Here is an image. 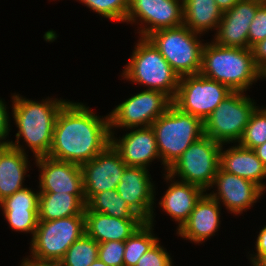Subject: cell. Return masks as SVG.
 <instances>
[{
    "label": "cell",
    "instance_id": "30bf717a",
    "mask_svg": "<svg viewBox=\"0 0 266 266\" xmlns=\"http://www.w3.org/2000/svg\"><path fill=\"white\" fill-rule=\"evenodd\" d=\"M232 92L228 86L200 74L186 75L180 77L177 94L172 103L181 111L204 122Z\"/></svg>",
    "mask_w": 266,
    "mask_h": 266
},
{
    "label": "cell",
    "instance_id": "e0dca14e",
    "mask_svg": "<svg viewBox=\"0 0 266 266\" xmlns=\"http://www.w3.org/2000/svg\"><path fill=\"white\" fill-rule=\"evenodd\" d=\"M265 0H239L223 12L214 42L225 47L248 48L249 26Z\"/></svg>",
    "mask_w": 266,
    "mask_h": 266
},
{
    "label": "cell",
    "instance_id": "4fadbf2b",
    "mask_svg": "<svg viewBox=\"0 0 266 266\" xmlns=\"http://www.w3.org/2000/svg\"><path fill=\"white\" fill-rule=\"evenodd\" d=\"M127 165L110 143L102 152L81 165L86 202L95 194L117 188Z\"/></svg>",
    "mask_w": 266,
    "mask_h": 266
},
{
    "label": "cell",
    "instance_id": "4dcf8cb0",
    "mask_svg": "<svg viewBox=\"0 0 266 266\" xmlns=\"http://www.w3.org/2000/svg\"><path fill=\"white\" fill-rule=\"evenodd\" d=\"M39 194L31 188L24 187L0 202L2 211L38 210Z\"/></svg>",
    "mask_w": 266,
    "mask_h": 266
},
{
    "label": "cell",
    "instance_id": "d4e9b609",
    "mask_svg": "<svg viewBox=\"0 0 266 266\" xmlns=\"http://www.w3.org/2000/svg\"><path fill=\"white\" fill-rule=\"evenodd\" d=\"M223 12L215 0H183V25L199 33L218 29Z\"/></svg>",
    "mask_w": 266,
    "mask_h": 266
},
{
    "label": "cell",
    "instance_id": "6da1fadb",
    "mask_svg": "<svg viewBox=\"0 0 266 266\" xmlns=\"http://www.w3.org/2000/svg\"><path fill=\"white\" fill-rule=\"evenodd\" d=\"M100 117L68 101L58 113L48 157L81 166L97 156L111 143L109 115Z\"/></svg>",
    "mask_w": 266,
    "mask_h": 266
},
{
    "label": "cell",
    "instance_id": "8fae6325",
    "mask_svg": "<svg viewBox=\"0 0 266 266\" xmlns=\"http://www.w3.org/2000/svg\"><path fill=\"white\" fill-rule=\"evenodd\" d=\"M172 100L156 90H144L117 105L109 115L110 132L113 128L149 127L164 114Z\"/></svg>",
    "mask_w": 266,
    "mask_h": 266
},
{
    "label": "cell",
    "instance_id": "603a6c76",
    "mask_svg": "<svg viewBox=\"0 0 266 266\" xmlns=\"http://www.w3.org/2000/svg\"><path fill=\"white\" fill-rule=\"evenodd\" d=\"M28 155L7 145L0 153V202L23 189L28 168Z\"/></svg>",
    "mask_w": 266,
    "mask_h": 266
},
{
    "label": "cell",
    "instance_id": "8d00e7d4",
    "mask_svg": "<svg viewBox=\"0 0 266 266\" xmlns=\"http://www.w3.org/2000/svg\"><path fill=\"white\" fill-rule=\"evenodd\" d=\"M6 108V104L0 99V144L9 145L10 141L6 140V138L10 131V120Z\"/></svg>",
    "mask_w": 266,
    "mask_h": 266
},
{
    "label": "cell",
    "instance_id": "836d02e7",
    "mask_svg": "<svg viewBox=\"0 0 266 266\" xmlns=\"http://www.w3.org/2000/svg\"><path fill=\"white\" fill-rule=\"evenodd\" d=\"M264 39H266V1L257 8L256 15L249 26L248 48Z\"/></svg>",
    "mask_w": 266,
    "mask_h": 266
},
{
    "label": "cell",
    "instance_id": "2e32d148",
    "mask_svg": "<svg viewBox=\"0 0 266 266\" xmlns=\"http://www.w3.org/2000/svg\"><path fill=\"white\" fill-rule=\"evenodd\" d=\"M40 169V193H69L85 195L81 166L48 156L35 158Z\"/></svg>",
    "mask_w": 266,
    "mask_h": 266
},
{
    "label": "cell",
    "instance_id": "b9f144b4",
    "mask_svg": "<svg viewBox=\"0 0 266 266\" xmlns=\"http://www.w3.org/2000/svg\"><path fill=\"white\" fill-rule=\"evenodd\" d=\"M252 265L253 266H266V256L258 258Z\"/></svg>",
    "mask_w": 266,
    "mask_h": 266
},
{
    "label": "cell",
    "instance_id": "9a60e30c",
    "mask_svg": "<svg viewBox=\"0 0 266 266\" xmlns=\"http://www.w3.org/2000/svg\"><path fill=\"white\" fill-rule=\"evenodd\" d=\"M213 185L216 186L215 188H218L216 190L217 192L214 193L213 191V193L208 195L219 204L222 202L226 209L235 215L241 214L246 209L252 207L264 193L252 181L223 171L220 167L213 180L212 189Z\"/></svg>",
    "mask_w": 266,
    "mask_h": 266
},
{
    "label": "cell",
    "instance_id": "1f68e13d",
    "mask_svg": "<svg viewBox=\"0 0 266 266\" xmlns=\"http://www.w3.org/2000/svg\"><path fill=\"white\" fill-rule=\"evenodd\" d=\"M10 227L15 231L32 233L34 237L38 225V210L3 211Z\"/></svg>",
    "mask_w": 266,
    "mask_h": 266
},
{
    "label": "cell",
    "instance_id": "cb8c5ba5",
    "mask_svg": "<svg viewBox=\"0 0 266 266\" xmlns=\"http://www.w3.org/2000/svg\"><path fill=\"white\" fill-rule=\"evenodd\" d=\"M85 207V195L40 193L38 220L51 221L69 216H84Z\"/></svg>",
    "mask_w": 266,
    "mask_h": 266
},
{
    "label": "cell",
    "instance_id": "83f0119b",
    "mask_svg": "<svg viewBox=\"0 0 266 266\" xmlns=\"http://www.w3.org/2000/svg\"><path fill=\"white\" fill-rule=\"evenodd\" d=\"M98 258V243L83 234L76 240L59 261V266H90Z\"/></svg>",
    "mask_w": 266,
    "mask_h": 266
},
{
    "label": "cell",
    "instance_id": "74e56055",
    "mask_svg": "<svg viewBox=\"0 0 266 266\" xmlns=\"http://www.w3.org/2000/svg\"><path fill=\"white\" fill-rule=\"evenodd\" d=\"M256 239V252L255 254L251 255V263L253 264L258 258L266 256V225L260 230L259 234L257 235ZM254 256V257H253Z\"/></svg>",
    "mask_w": 266,
    "mask_h": 266
},
{
    "label": "cell",
    "instance_id": "ac0fdd59",
    "mask_svg": "<svg viewBox=\"0 0 266 266\" xmlns=\"http://www.w3.org/2000/svg\"><path fill=\"white\" fill-rule=\"evenodd\" d=\"M129 129L132 130L119 140L114 136L115 131L110 132L111 144L120 153L127 166L147 168L152 160L160 159L155 134L151 126Z\"/></svg>",
    "mask_w": 266,
    "mask_h": 266
},
{
    "label": "cell",
    "instance_id": "277c9868",
    "mask_svg": "<svg viewBox=\"0 0 266 266\" xmlns=\"http://www.w3.org/2000/svg\"><path fill=\"white\" fill-rule=\"evenodd\" d=\"M151 127L166 172L192 143L204 136L203 122L181 111L173 103L152 123Z\"/></svg>",
    "mask_w": 266,
    "mask_h": 266
},
{
    "label": "cell",
    "instance_id": "d6a6232c",
    "mask_svg": "<svg viewBox=\"0 0 266 266\" xmlns=\"http://www.w3.org/2000/svg\"><path fill=\"white\" fill-rule=\"evenodd\" d=\"M125 241H107L98 244V258L108 266H124Z\"/></svg>",
    "mask_w": 266,
    "mask_h": 266
},
{
    "label": "cell",
    "instance_id": "f35d334b",
    "mask_svg": "<svg viewBox=\"0 0 266 266\" xmlns=\"http://www.w3.org/2000/svg\"><path fill=\"white\" fill-rule=\"evenodd\" d=\"M239 0H215L218 8L222 12L230 10Z\"/></svg>",
    "mask_w": 266,
    "mask_h": 266
},
{
    "label": "cell",
    "instance_id": "44dd1931",
    "mask_svg": "<svg viewBox=\"0 0 266 266\" xmlns=\"http://www.w3.org/2000/svg\"><path fill=\"white\" fill-rule=\"evenodd\" d=\"M164 179L171 181L159 205L178 223L179 230L187 221L196 203L205 194L204 190L196 185L182 181H174L173 177L164 174Z\"/></svg>",
    "mask_w": 266,
    "mask_h": 266
},
{
    "label": "cell",
    "instance_id": "3957f363",
    "mask_svg": "<svg viewBox=\"0 0 266 266\" xmlns=\"http://www.w3.org/2000/svg\"><path fill=\"white\" fill-rule=\"evenodd\" d=\"M199 74L241 92L265 78L255 65L251 48L225 47L214 41L204 44Z\"/></svg>",
    "mask_w": 266,
    "mask_h": 266
},
{
    "label": "cell",
    "instance_id": "7402d4cb",
    "mask_svg": "<svg viewBox=\"0 0 266 266\" xmlns=\"http://www.w3.org/2000/svg\"><path fill=\"white\" fill-rule=\"evenodd\" d=\"M223 145L220 148V168L223 171L252 181L265 192L266 185L261 181L266 178V167L255 152L239 144L223 151Z\"/></svg>",
    "mask_w": 266,
    "mask_h": 266
},
{
    "label": "cell",
    "instance_id": "5b68a950",
    "mask_svg": "<svg viewBox=\"0 0 266 266\" xmlns=\"http://www.w3.org/2000/svg\"><path fill=\"white\" fill-rule=\"evenodd\" d=\"M126 64L122 77L148 86L147 90L160 91L173 101L180 77L147 38L140 37Z\"/></svg>",
    "mask_w": 266,
    "mask_h": 266
},
{
    "label": "cell",
    "instance_id": "d590c367",
    "mask_svg": "<svg viewBox=\"0 0 266 266\" xmlns=\"http://www.w3.org/2000/svg\"><path fill=\"white\" fill-rule=\"evenodd\" d=\"M251 50L256 67L266 78V39L257 42Z\"/></svg>",
    "mask_w": 266,
    "mask_h": 266
},
{
    "label": "cell",
    "instance_id": "f1b7e54d",
    "mask_svg": "<svg viewBox=\"0 0 266 266\" xmlns=\"http://www.w3.org/2000/svg\"><path fill=\"white\" fill-rule=\"evenodd\" d=\"M266 142V107H257L252 113L248 124L238 141L240 146L254 149Z\"/></svg>",
    "mask_w": 266,
    "mask_h": 266
},
{
    "label": "cell",
    "instance_id": "60d3db41",
    "mask_svg": "<svg viewBox=\"0 0 266 266\" xmlns=\"http://www.w3.org/2000/svg\"><path fill=\"white\" fill-rule=\"evenodd\" d=\"M20 266H59L58 263L36 262L28 257L21 262Z\"/></svg>",
    "mask_w": 266,
    "mask_h": 266
},
{
    "label": "cell",
    "instance_id": "484cf974",
    "mask_svg": "<svg viewBox=\"0 0 266 266\" xmlns=\"http://www.w3.org/2000/svg\"><path fill=\"white\" fill-rule=\"evenodd\" d=\"M84 211H95L115 218H139L121 198L116 189L93 195L87 202Z\"/></svg>",
    "mask_w": 266,
    "mask_h": 266
},
{
    "label": "cell",
    "instance_id": "ffe728a7",
    "mask_svg": "<svg viewBox=\"0 0 266 266\" xmlns=\"http://www.w3.org/2000/svg\"><path fill=\"white\" fill-rule=\"evenodd\" d=\"M85 233L98 244L126 241L144 221L141 218H115L95 211H84Z\"/></svg>",
    "mask_w": 266,
    "mask_h": 266
},
{
    "label": "cell",
    "instance_id": "7bdbcfd3",
    "mask_svg": "<svg viewBox=\"0 0 266 266\" xmlns=\"http://www.w3.org/2000/svg\"><path fill=\"white\" fill-rule=\"evenodd\" d=\"M90 266H108V265L99 258H97Z\"/></svg>",
    "mask_w": 266,
    "mask_h": 266
},
{
    "label": "cell",
    "instance_id": "ee69618b",
    "mask_svg": "<svg viewBox=\"0 0 266 266\" xmlns=\"http://www.w3.org/2000/svg\"><path fill=\"white\" fill-rule=\"evenodd\" d=\"M6 146H7L6 144H0V153Z\"/></svg>",
    "mask_w": 266,
    "mask_h": 266
},
{
    "label": "cell",
    "instance_id": "ba28073f",
    "mask_svg": "<svg viewBox=\"0 0 266 266\" xmlns=\"http://www.w3.org/2000/svg\"><path fill=\"white\" fill-rule=\"evenodd\" d=\"M222 144L210 137L202 136L192 143L167 170L171 177L202 188L205 192L212 186L220 167V148Z\"/></svg>",
    "mask_w": 266,
    "mask_h": 266
},
{
    "label": "cell",
    "instance_id": "8992f818",
    "mask_svg": "<svg viewBox=\"0 0 266 266\" xmlns=\"http://www.w3.org/2000/svg\"><path fill=\"white\" fill-rule=\"evenodd\" d=\"M198 34L182 25L152 32L146 38L159 50L179 77H183L200 72L204 43Z\"/></svg>",
    "mask_w": 266,
    "mask_h": 266
},
{
    "label": "cell",
    "instance_id": "4316f807",
    "mask_svg": "<svg viewBox=\"0 0 266 266\" xmlns=\"http://www.w3.org/2000/svg\"><path fill=\"white\" fill-rule=\"evenodd\" d=\"M153 226L144 222L125 241L124 266H136L142 255L158 241L159 238L153 234Z\"/></svg>",
    "mask_w": 266,
    "mask_h": 266
},
{
    "label": "cell",
    "instance_id": "d6986e66",
    "mask_svg": "<svg viewBox=\"0 0 266 266\" xmlns=\"http://www.w3.org/2000/svg\"><path fill=\"white\" fill-rule=\"evenodd\" d=\"M220 205L207 193L204 194L187 221L177 230L178 236L198 244L213 236L220 225Z\"/></svg>",
    "mask_w": 266,
    "mask_h": 266
},
{
    "label": "cell",
    "instance_id": "7a4b0ae2",
    "mask_svg": "<svg viewBox=\"0 0 266 266\" xmlns=\"http://www.w3.org/2000/svg\"><path fill=\"white\" fill-rule=\"evenodd\" d=\"M12 99V115L18 131L15 135L16 141L9 142V145L25 153L24 148L19 144L22 137L35 154V158L48 156L58 113L68 101L47 98L39 103L23 98L19 94H14Z\"/></svg>",
    "mask_w": 266,
    "mask_h": 266
},
{
    "label": "cell",
    "instance_id": "7c38bea8",
    "mask_svg": "<svg viewBox=\"0 0 266 266\" xmlns=\"http://www.w3.org/2000/svg\"><path fill=\"white\" fill-rule=\"evenodd\" d=\"M137 20L139 25L147 24L138 31L143 38L161 29L182 26L183 0H129L125 22L136 23Z\"/></svg>",
    "mask_w": 266,
    "mask_h": 266
},
{
    "label": "cell",
    "instance_id": "f546056e",
    "mask_svg": "<svg viewBox=\"0 0 266 266\" xmlns=\"http://www.w3.org/2000/svg\"><path fill=\"white\" fill-rule=\"evenodd\" d=\"M99 15L112 21H126L129 0H78Z\"/></svg>",
    "mask_w": 266,
    "mask_h": 266
},
{
    "label": "cell",
    "instance_id": "9c48e42d",
    "mask_svg": "<svg viewBox=\"0 0 266 266\" xmlns=\"http://www.w3.org/2000/svg\"><path fill=\"white\" fill-rule=\"evenodd\" d=\"M244 92L233 91L203 122L204 135L221 144L238 142L258 107Z\"/></svg>",
    "mask_w": 266,
    "mask_h": 266
},
{
    "label": "cell",
    "instance_id": "5bb4252c",
    "mask_svg": "<svg viewBox=\"0 0 266 266\" xmlns=\"http://www.w3.org/2000/svg\"><path fill=\"white\" fill-rule=\"evenodd\" d=\"M148 170L145 167L127 166L116 190L139 218L153 224L155 188Z\"/></svg>",
    "mask_w": 266,
    "mask_h": 266
},
{
    "label": "cell",
    "instance_id": "52a82bcc",
    "mask_svg": "<svg viewBox=\"0 0 266 266\" xmlns=\"http://www.w3.org/2000/svg\"><path fill=\"white\" fill-rule=\"evenodd\" d=\"M85 234V216H69L51 221H38L31 240V260L59 263L67 249Z\"/></svg>",
    "mask_w": 266,
    "mask_h": 266
},
{
    "label": "cell",
    "instance_id": "ab89813d",
    "mask_svg": "<svg viewBox=\"0 0 266 266\" xmlns=\"http://www.w3.org/2000/svg\"><path fill=\"white\" fill-rule=\"evenodd\" d=\"M256 156L261 160L263 165L266 167V142L262 145L253 149Z\"/></svg>",
    "mask_w": 266,
    "mask_h": 266
},
{
    "label": "cell",
    "instance_id": "e575fe53",
    "mask_svg": "<svg viewBox=\"0 0 266 266\" xmlns=\"http://www.w3.org/2000/svg\"><path fill=\"white\" fill-rule=\"evenodd\" d=\"M159 240L138 260L136 266H172V258Z\"/></svg>",
    "mask_w": 266,
    "mask_h": 266
}]
</instances>
